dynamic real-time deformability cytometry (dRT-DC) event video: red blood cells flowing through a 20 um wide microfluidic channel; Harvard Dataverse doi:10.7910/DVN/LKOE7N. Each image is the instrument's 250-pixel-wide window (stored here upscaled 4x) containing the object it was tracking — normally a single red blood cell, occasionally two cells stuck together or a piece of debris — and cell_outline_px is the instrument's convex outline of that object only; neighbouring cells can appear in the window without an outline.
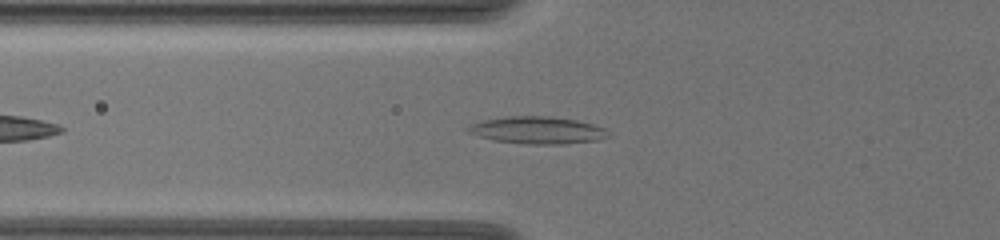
{"species": "common noctule bat (a hibernating species)", "species_latin": "Nyctalus noctula", "temperature_condition": "warm", "stored_images_in_passage": 42, "camera_frame_rate_fps": 3000, "um_per_image_px": 0.085, "animal": {"sex": "female", "body_mass_g": 19.5, "forearm_length_mm": 54.1}, "frame": {"image": 1, "passage_image": 6, "time_ms": 1.667, "image_size_px": [1000, 240], "cell_outline_px": [[612, 136], [596, 140], [564, 144], [524, 144], [492, 140], [468, 132], [464, 128], [472, 124], [484, 120], [508, 116], [552, 116], [576, 120], [592, 124], [604, 128]], "centroid_in_image_um": [45.69, 11.07], "position_along_channel_um": 80.1, "area_um2": 22.25}}
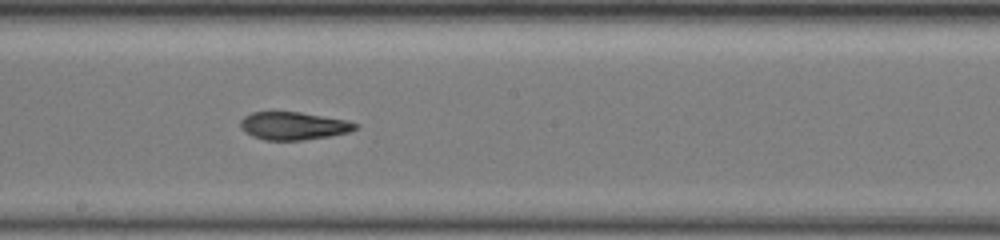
{"frame": {"image": 2, "passage_image": 18, "time_ms": 5.667, "image_size_px": [1000, 240], "cell_outline_px": [[360, 128], [348, 132], [328, 136], [304, 140], [264, 140], [252, 136], [244, 132], [240, 128], [240, 120], [244, 116], [252, 112], [300, 112], [344, 120], [360, 124]], "centroid_in_image_um": [24.92, 10.7], "position_along_channel_um": 223.3, "area_um2": 18.67}}
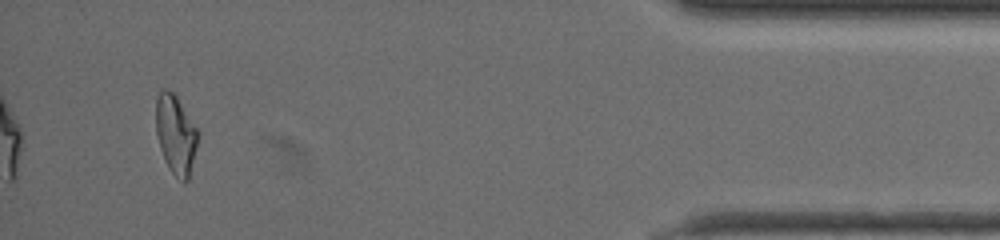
{"frame": {"image": 3, "passage_image": 39, "time_ms": 12.667, "image_size_px": [1000, 240], "cell_outline_px": [[200, 136], [188, 180], [184, 184], [168, 168], [164, 160], [160, 148], [156, 132], [156, 100], [160, 92], [164, 88], [168, 88], [176, 96], [200, 132]], "centroid_in_image_um": [14.95, 11.45], "position_along_channel_um": 420.2, "area_um2": 19.54}, "authors_computed_cell_mechanics": {"area_um2": 19.3919, "velocity_mm_per_s": 3.5853, "shape_relaxation_time_tau1_ms": 10.7546, "shape_relaxation_time_tau2_ms": 2.4091, "deformation_change_tau1": 0.305, "deformation_change_tau2": 0.0992}}